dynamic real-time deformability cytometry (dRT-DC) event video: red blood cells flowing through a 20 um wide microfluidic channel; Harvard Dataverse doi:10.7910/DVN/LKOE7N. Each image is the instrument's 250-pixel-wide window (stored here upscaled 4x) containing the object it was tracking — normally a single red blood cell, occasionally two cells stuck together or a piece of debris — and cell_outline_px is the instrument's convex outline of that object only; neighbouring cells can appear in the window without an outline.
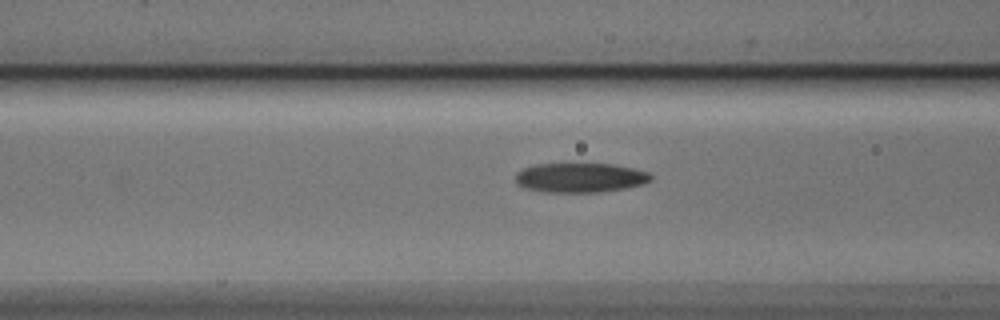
{"species": "Egyptian fruit bat (a non-hibernating species)", "species_latin": "Rousettus aegyptiacus", "temperature_condition": "cold", "stored_images_in_passage": 9, "camera_frame_rate_fps": 3000, "um_per_image_px": 0.085, "animal": {"sex": "male"}, "frame": {"image": 1, "passage_image": 7, "time_ms": 2.0, "image_size_px": [1000, 320], "cell_outline_px": [[652, 180], [644, 184], [624, 188], [596, 192], [544, 192], [524, 188], [516, 184], [516, 172], [524, 168], [536, 164], [612, 164], [636, 168], [648, 172], [652, 176]], "centroid_in_image_um": [49.32, 15.1], "position_along_channel_um": 117.3, "area_um2": 23.35}}